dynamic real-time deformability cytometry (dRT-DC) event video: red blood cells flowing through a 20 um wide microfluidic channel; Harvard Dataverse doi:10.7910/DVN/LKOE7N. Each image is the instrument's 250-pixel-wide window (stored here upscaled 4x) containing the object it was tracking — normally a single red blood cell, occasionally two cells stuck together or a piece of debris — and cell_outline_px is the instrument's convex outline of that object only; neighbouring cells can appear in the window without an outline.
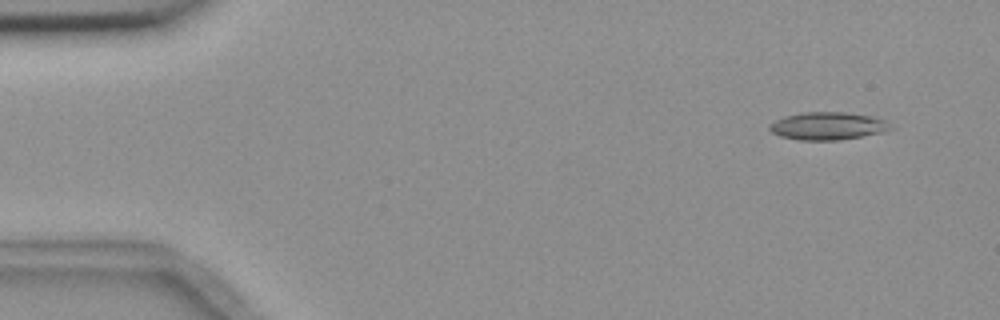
{"species": "common noctule bat (a hibernating species)", "species_latin": "Nyctalus noctula", "temperature_condition": "room temperature", "stored_images_in_passage": 3, "camera_frame_rate_fps": 3000, "um_per_image_px": 0.085, "animal": {"sex": "female", "body_mass_g": 18.4}, "frame": {"image": 1, "passage_image": 1, "time_ms": 0.0, "image_size_px": [1000, 320], "cell_outline_px": [[892, 128], [880, 132], [860, 136], [836, 140], [800, 140], [780, 136], [772, 132], [768, 128], [768, 124], [784, 116], [804, 112], [844, 112], [868, 116], [884, 120]], "centroid_in_image_um": [70.26, 10.7], "position_along_channel_um": 14.7, "area_um2": 19.13}}
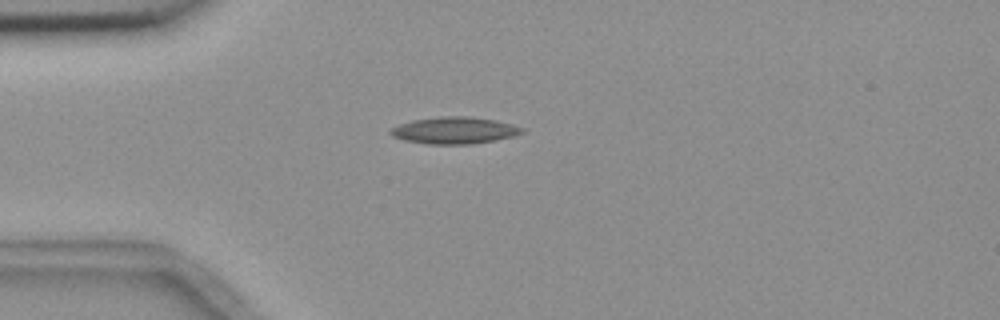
{"frame": {"image": 2, "passage_image": 3, "time_ms": 3.333, "image_size_px": [1000, 320], "cell_outline_px": [[524, 132], [512, 136], [492, 140], [468, 144], [428, 144], [404, 140], [392, 136], [388, 132], [388, 128], [412, 120], [440, 116], [468, 116], [496, 120], [512, 124], [524, 128]], "centroid_in_image_um": [38.57, 11.07], "position_along_channel_um": 46.4, "area_um2": 20.52}}